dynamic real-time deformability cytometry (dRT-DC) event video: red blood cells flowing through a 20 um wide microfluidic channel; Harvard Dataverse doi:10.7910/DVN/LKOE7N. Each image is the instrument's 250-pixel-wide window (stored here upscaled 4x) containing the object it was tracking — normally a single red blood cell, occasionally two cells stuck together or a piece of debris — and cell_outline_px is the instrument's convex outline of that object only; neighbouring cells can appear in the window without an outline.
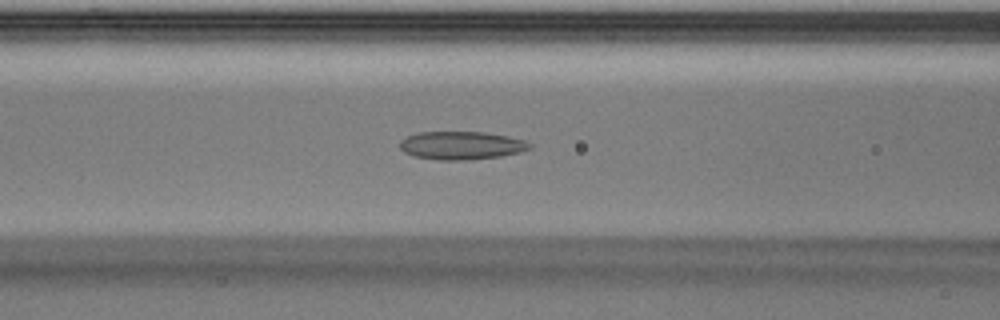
{"species": "Egyptian fruit bat (a non-hibernating species)", "species_latin": "Rousettus aegyptiacus", "temperature_condition": "warm", "stored_images_in_passage": 33, "camera_frame_rate_fps": 3000, "um_per_image_px": 0.085, "animal": {"sex": "male"}, "frame": {"image": 1, "passage_image": 8, "time_ms": 2.333, "image_size_px": [1000, 320], "cell_outline_px": [[532, 148], [520, 152], [500, 156], [468, 160], [440, 160], [412, 156], [404, 152], [400, 148], [400, 140], [408, 136], [420, 132], [484, 132], [508, 136], [524, 140], [532, 144]], "centroid_in_image_um": [39.22, 12.36], "position_along_channel_um": 127.4, "area_um2": 21.33}}
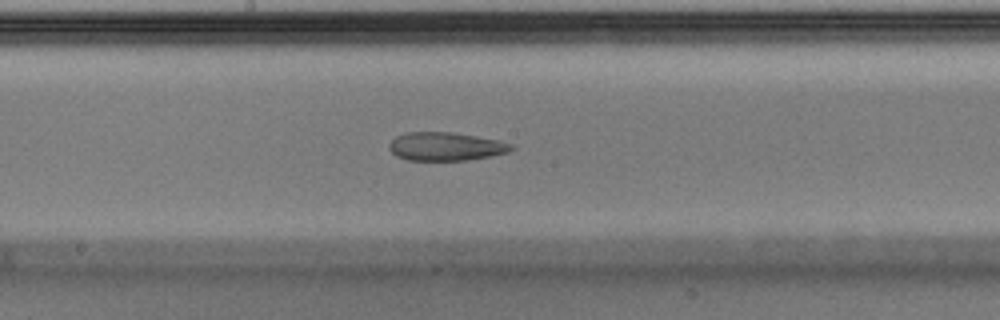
{"frame": {"image": 2, "passage_image": 13, "time_ms": 4.0, "image_size_px": [1000, 320], "cell_outline_px": [[516, 148], [508, 152], [468, 160], [408, 160], [396, 156], [388, 148], [388, 144], [396, 136], [404, 132], [452, 132], [500, 140], [512, 144]], "centroid_in_image_um": [37.88, 12.44], "position_along_channel_um": 210.3, "area_um2": 20.29}}
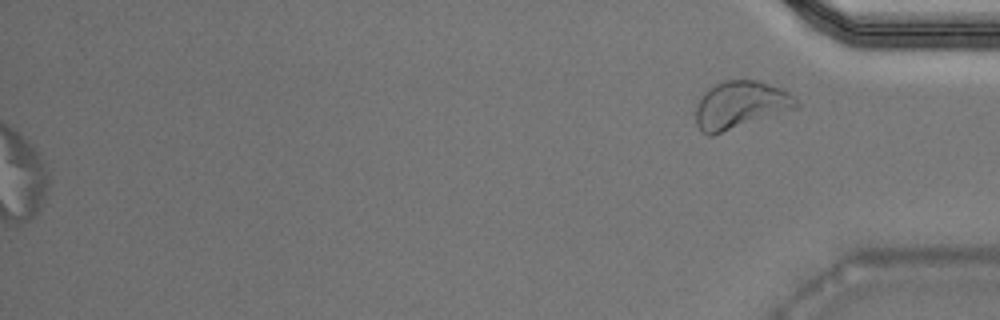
{"frame": {"image": 3, "passage_image": 33, "time_ms": 10.667, "image_size_px": [1000, 320], "cell_outline_px": [[800, 104], [796, 108], [712, 136], [708, 136], [700, 132], [696, 124], [696, 108], [700, 96], [708, 88], [720, 80], [760, 80], [780, 88], [788, 92]], "centroid_in_image_um": [62.88, 8.92], "position_along_channel_um": 372.3, "area_um2": 27.98}}